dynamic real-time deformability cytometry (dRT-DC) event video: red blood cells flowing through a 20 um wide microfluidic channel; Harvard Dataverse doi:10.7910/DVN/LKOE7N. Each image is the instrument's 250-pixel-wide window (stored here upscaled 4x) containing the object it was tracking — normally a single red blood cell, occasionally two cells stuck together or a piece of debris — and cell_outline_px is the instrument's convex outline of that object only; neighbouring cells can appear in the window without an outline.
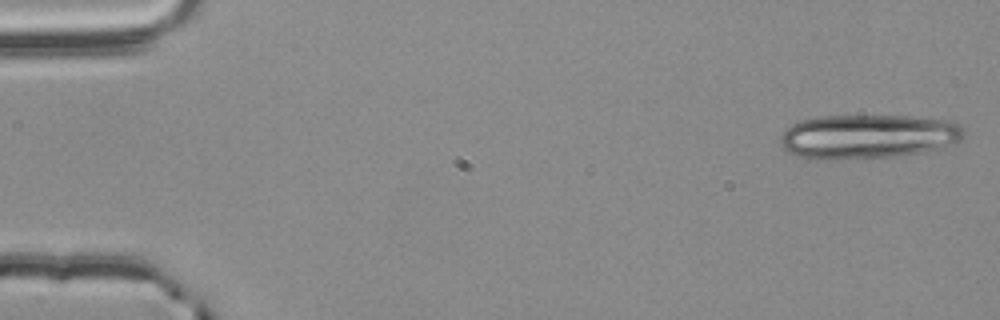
{"species": "common noctule bat (a hibernating species)", "species_latin": "Nyctalus noctula", "temperature_condition": "room temperature", "stored_images_in_passage": 3, "camera_frame_rate_fps": 3000, "um_per_image_px": 0.085, "animal": {"sex": "male", "body_mass_g": 20.4}, "frame": {"image": 1, "passage_image": 1, "time_ms": 0.0, "image_size_px": [1000, 320], "cell_outline_px": [[964, 132], [960, 140], [940, 148], [904, 156], [864, 160], [812, 160], [796, 156], [788, 152], [780, 144], [780, 136], [792, 124], [800, 120], [820, 116], [908, 116], [952, 120], [960, 124], [964, 128]], "centroid_in_image_um": [73.76, 11.63], "position_along_channel_um": 11.2, "area_um2": 48.44}}